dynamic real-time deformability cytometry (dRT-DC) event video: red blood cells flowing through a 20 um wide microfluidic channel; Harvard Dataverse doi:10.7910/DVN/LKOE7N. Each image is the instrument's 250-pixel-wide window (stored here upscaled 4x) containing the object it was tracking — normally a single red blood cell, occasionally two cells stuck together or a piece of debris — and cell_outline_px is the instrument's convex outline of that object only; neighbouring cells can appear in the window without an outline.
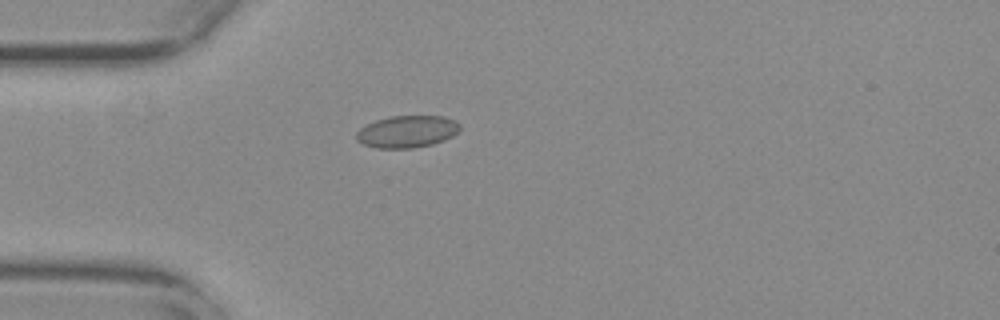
{"species": "common noctule bat (a hibernating species)", "species_latin": "Nyctalus noctula", "temperature_condition": "warm", "stored_images_in_passage": 47, "camera_frame_rate_fps": 3000, "um_per_image_px": 0.085, "animal": {"sex": "female", "body_mass_g": 29.2, "forearm_length_mm": 56.3}, "frame": {"image": 1, "passage_image": 7, "time_ms": 2.0, "image_size_px": [1000, 320], "cell_outline_px": [[460, 128], [452, 136], [444, 140], [432, 144], [412, 148], [376, 148], [364, 144], [356, 140], [356, 132], [360, 128], [376, 120], [388, 116], [444, 116], [456, 120], [460, 124]], "centroid_in_image_um": [34.6, 11.18], "position_along_channel_um": 50.4, "area_um2": 19.36}}
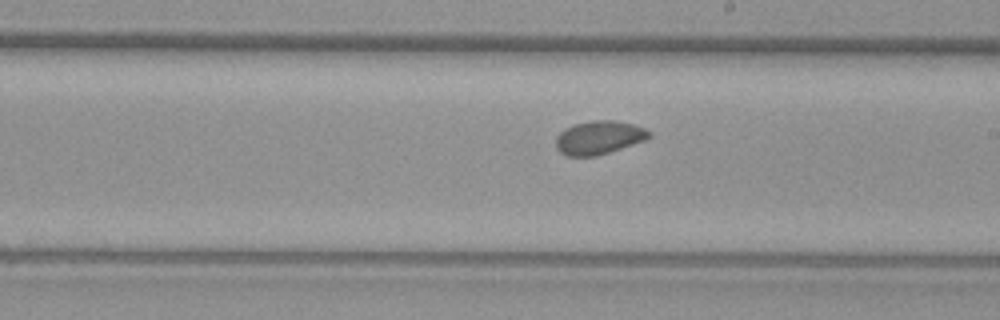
{"frame": {"image": 2, "passage_image": 23, "time_ms": 7.333, "image_size_px": [1000, 320], "cell_outline_px": [[652, 136], [644, 140], [596, 156], [568, 156], [560, 152], [556, 148], [556, 136], [564, 128], [572, 124], [592, 120], [612, 120], [636, 124], [652, 132]], "centroid_in_image_um": [50.9, 11.67], "position_along_channel_um": 238.1, "area_um2": 18.26}}
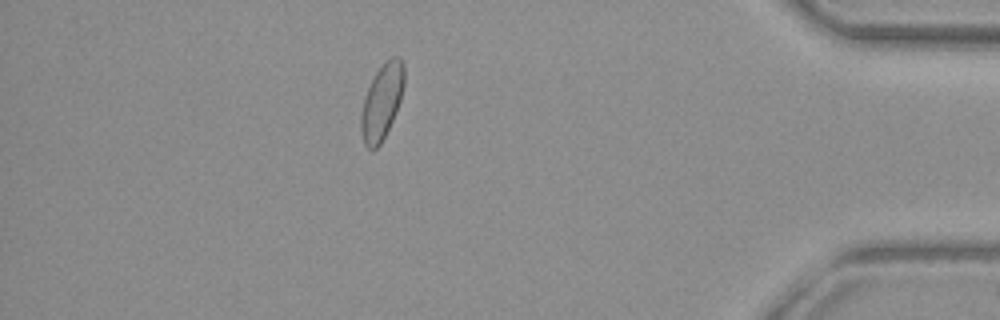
{"frame": {"image": 3, "passage_image": 40, "time_ms": 13.0, "image_size_px": [1000, 320], "cell_outline_px": [[404, 84], [400, 100], [392, 120], [380, 144], [372, 152], [364, 144], [360, 132], [360, 116], [364, 96], [376, 72], [392, 56], [400, 56], [404, 64]], "centroid_in_image_um": [32.44, 8.67], "position_along_channel_um": 402.8, "area_um2": 18.84}, "authors_computed_cell_mechanics": {"area_um2": 18.3804, "velocity_mm_per_s": 3.7317, "shape_relaxation_time_tau1_ms": 4.3891, "shape_relaxation_time_tau2_ms": 1.7704, "deformation_change_tau1": 0.0535, "deformation_change_tau2": 0.037}}